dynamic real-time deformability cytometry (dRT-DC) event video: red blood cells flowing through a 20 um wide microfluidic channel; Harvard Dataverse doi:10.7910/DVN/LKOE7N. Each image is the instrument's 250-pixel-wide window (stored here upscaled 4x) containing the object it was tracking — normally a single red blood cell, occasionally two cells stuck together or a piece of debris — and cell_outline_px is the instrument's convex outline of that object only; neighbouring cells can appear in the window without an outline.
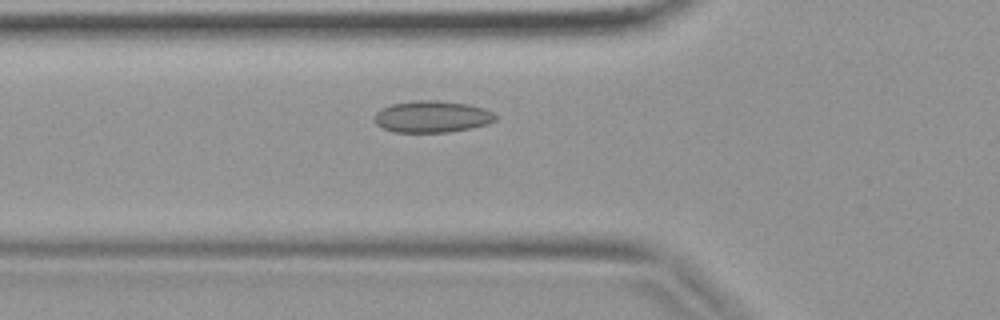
{"species": "common noctule bat (a hibernating species)", "species_latin": "Nyctalus noctula", "temperature_condition": "warm", "stored_images_in_passage": 37, "camera_frame_rate_fps": 3000, "um_per_image_px": 0.085, "animal": {"sex": "female", "body_mass_g": 19.9}, "frame": {"image": 1, "passage_image": 11, "time_ms": 3.333, "image_size_px": [1000, 320], "cell_outline_px": [[500, 116], [496, 120], [488, 124], [472, 128], [448, 132], [392, 132], [376, 124], [372, 120], [372, 116], [380, 108], [392, 104], [412, 100], [440, 100], [468, 104], [484, 108]], "centroid_in_image_um": [36.72, 9.91], "position_along_channel_um": 89.1, "area_um2": 22.83}}
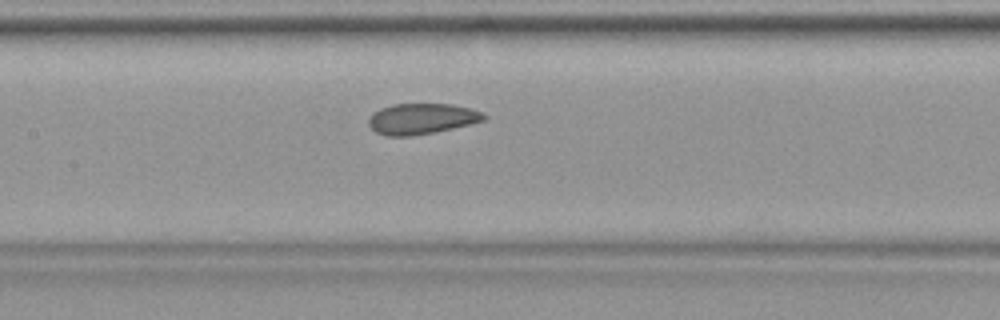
{"frame": {"image": 2, "passage_image": 16, "time_ms": 5.0, "image_size_px": [1000, 320], "cell_outline_px": [[488, 116], [484, 120], [452, 128], [412, 136], [388, 136], [376, 132], [368, 124], [368, 116], [372, 112], [380, 108], [392, 104], [452, 104], [484, 112]], "centroid_in_image_um": [35.8, 10.08], "position_along_channel_um": 171.6, "area_um2": 20.63}}